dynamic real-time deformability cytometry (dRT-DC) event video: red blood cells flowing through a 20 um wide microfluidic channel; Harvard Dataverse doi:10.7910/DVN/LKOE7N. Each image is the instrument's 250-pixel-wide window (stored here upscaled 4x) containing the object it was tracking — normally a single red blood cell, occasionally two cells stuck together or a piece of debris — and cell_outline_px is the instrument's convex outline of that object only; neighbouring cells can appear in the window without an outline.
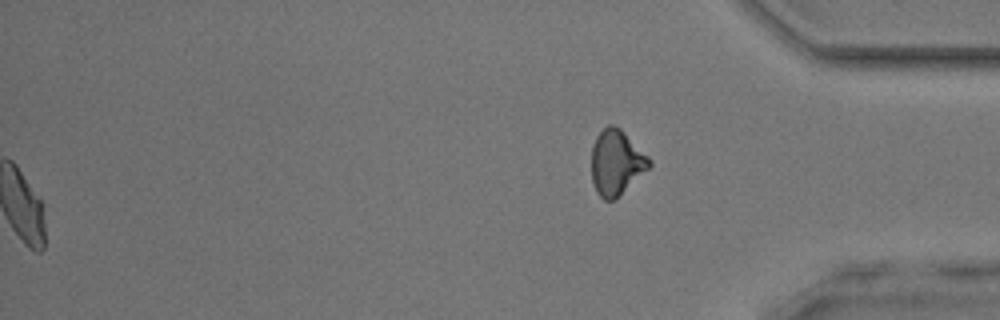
{"species": "common noctule bat (a hibernating species)", "species_latin": "Nyctalus noctula", "temperature_condition": "room temperature", "stored_images_in_passage": 39, "segment_of_instrument_passage": [2, 2], "camera_frame_rate_fps": 3000, "um_per_image_px": 0.085, "animal": {"sex": "male", "body_mass_g": 17.9, "forearm_length_mm": 54.2}, "frame": {"image": 1, "passage_image": 39, "time_ms": 12.667, "image_size_px": [1000, 320], "cell_outline_px": [[652, 164], [648, 168], [612, 200], [604, 200], [596, 192], [592, 180], [592, 144], [596, 136], [608, 124], [612, 124], [620, 128], [652, 160]], "centroid_in_image_um": [52.36, 13.77], "position_along_channel_um": 382.8, "area_um2": 21.44}}